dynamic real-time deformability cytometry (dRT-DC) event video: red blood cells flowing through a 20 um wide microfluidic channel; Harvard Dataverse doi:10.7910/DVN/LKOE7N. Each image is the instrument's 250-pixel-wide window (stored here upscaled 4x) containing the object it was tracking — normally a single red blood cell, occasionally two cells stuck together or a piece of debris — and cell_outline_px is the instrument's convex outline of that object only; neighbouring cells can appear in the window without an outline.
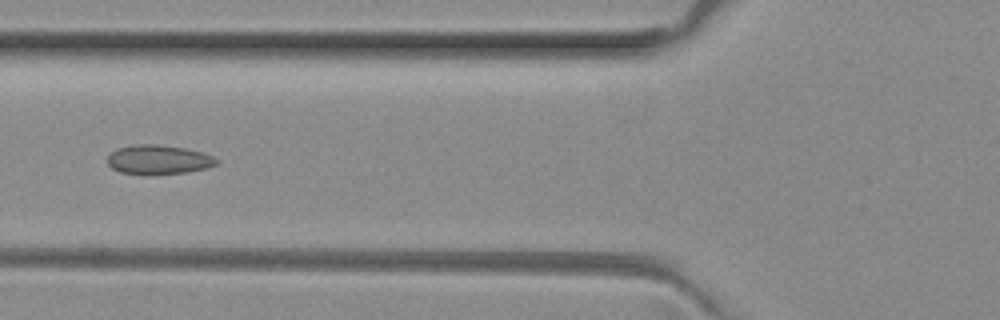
{"species": "common noctule bat (a hibernating species)", "species_latin": "Nyctalus noctula", "temperature_condition": "room temperature", "stored_images_in_passage": 6, "camera_frame_rate_fps": 3000, "um_per_image_px": 0.085, "animal": {"sex": "female", "body_mass_g": 29.2, "forearm_length_mm": 56.3}, "frame": {"image": 1, "passage_image": 6, "time_ms": 1.667, "image_size_px": [1000, 320], "cell_outline_px": [[220, 160], [216, 164], [204, 168], [188, 172], [144, 176], [120, 172], [112, 168], [108, 164], [108, 156], [116, 148], [132, 144], [156, 144], [184, 148], [200, 152], [212, 156]], "centroid_in_image_um": [13.42, 13.58], "position_along_channel_um": 112.4, "area_um2": 18.84}}